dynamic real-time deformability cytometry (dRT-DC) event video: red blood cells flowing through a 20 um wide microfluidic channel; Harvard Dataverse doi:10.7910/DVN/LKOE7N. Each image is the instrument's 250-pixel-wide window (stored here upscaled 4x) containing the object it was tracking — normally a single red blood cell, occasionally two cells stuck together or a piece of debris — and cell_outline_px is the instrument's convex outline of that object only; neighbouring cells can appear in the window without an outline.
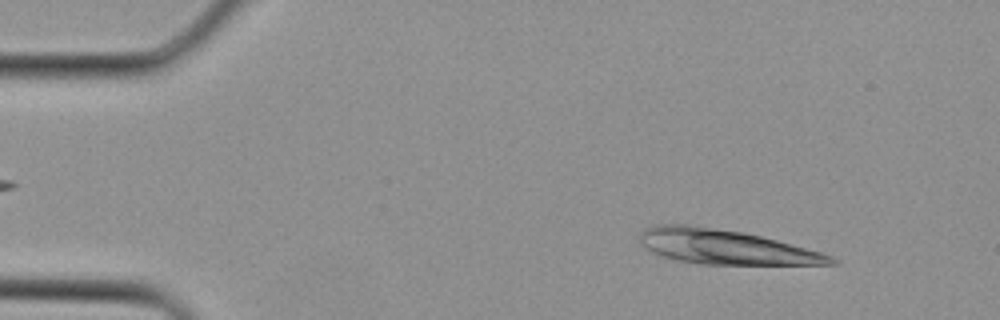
{"species": "Egyptian fruit bat (a non-hibernating species)", "species_latin": "Rousettus aegyptiacus", "temperature_condition": "cold", "stored_images_in_passage": 4, "segment_of_instrument_passage": [2, 2], "camera_frame_rate_fps": 3000, "um_per_image_px": 0.085, "animal": {"sex": "female"}, "frame": {"image": 1, "passage_image": 4, "time_ms": 1.0, "image_size_px": [1000, 320], "cell_outline_px": [[840, 264], [700, 264], [680, 260], [664, 256], [652, 252], [644, 248], [640, 244], [640, 232], [644, 228], [656, 224], [688, 224], [744, 232], [776, 240], [820, 252], [832, 256], [840, 260]], "centroid_in_image_um": [61.62, 20.98], "position_along_channel_um": 23.4, "area_um2": 38.32}}